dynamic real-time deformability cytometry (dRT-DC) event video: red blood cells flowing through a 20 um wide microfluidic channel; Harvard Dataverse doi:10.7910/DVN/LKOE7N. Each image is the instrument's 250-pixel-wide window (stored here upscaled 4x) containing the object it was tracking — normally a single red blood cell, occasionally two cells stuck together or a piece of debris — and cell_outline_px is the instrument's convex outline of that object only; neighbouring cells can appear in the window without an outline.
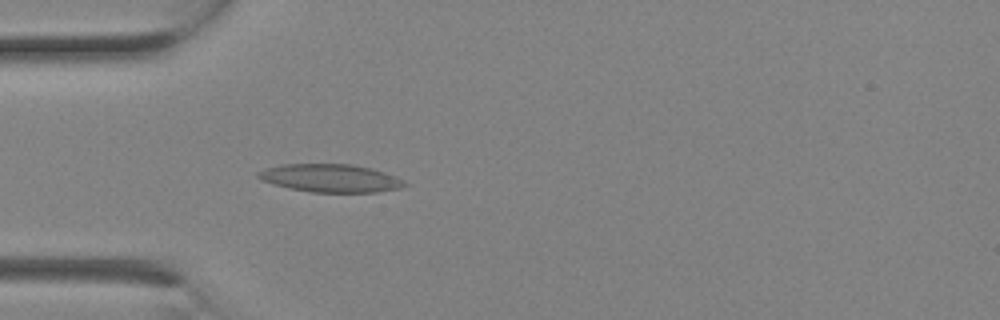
{"species": "Egyptian fruit bat (a non-hibernating species)", "species_latin": "Rousettus aegyptiacus", "temperature_condition": "room temperature", "stored_images_in_passage": 1, "camera_frame_rate_fps": 3000, "um_per_image_px": 0.085, "animal": {"sex": "female"}, "frame": {"image": 1, "passage_image": 1, "time_ms": 0.0, "image_size_px": [1000, 320], "cell_outline_px": [[408, 184], [400, 188], [376, 192], [312, 192], [272, 184], [256, 176], [256, 172], [264, 168], [280, 164], [352, 164], [372, 168], [396, 176], [404, 180]], "centroid_in_image_um": [28.1, 15.13], "position_along_channel_um": 56.9, "area_um2": 23.93}}